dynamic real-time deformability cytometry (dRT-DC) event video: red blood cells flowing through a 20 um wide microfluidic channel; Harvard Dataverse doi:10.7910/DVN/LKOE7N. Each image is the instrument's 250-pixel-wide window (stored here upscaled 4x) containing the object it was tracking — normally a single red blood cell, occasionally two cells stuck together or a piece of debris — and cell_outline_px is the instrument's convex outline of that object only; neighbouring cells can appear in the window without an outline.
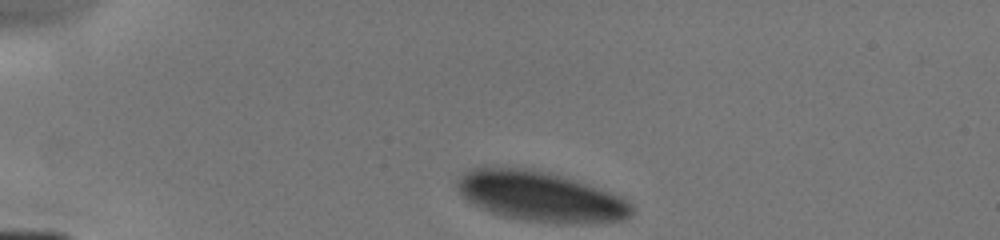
{"species": "human", "species_latin": "Homo sapiens", "temperature_condition": "cold", "stored_images_in_passage": 2, "camera_frame_rate_fps": 3000, "um_per_image_px": 0.085, "donor": {"sex": "male"}, "frame": {"image": 1, "passage_image": 1, "time_ms": 0.0, "image_size_px": [1000, 240], "cell_outline_px": [[636, 208], [632, 216], [624, 220], [592, 224], [556, 224], [524, 220], [500, 216], [480, 208], [472, 204], [460, 192], [456, 184], [456, 180], [464, 172], [472, 168], [484, 164], [520, 168], [560, 176], [624, 196]], "centroid_in_image_um": [45.96, 16.72], "position_along_channel_um": 39.0, "area_um2": 51.79}}